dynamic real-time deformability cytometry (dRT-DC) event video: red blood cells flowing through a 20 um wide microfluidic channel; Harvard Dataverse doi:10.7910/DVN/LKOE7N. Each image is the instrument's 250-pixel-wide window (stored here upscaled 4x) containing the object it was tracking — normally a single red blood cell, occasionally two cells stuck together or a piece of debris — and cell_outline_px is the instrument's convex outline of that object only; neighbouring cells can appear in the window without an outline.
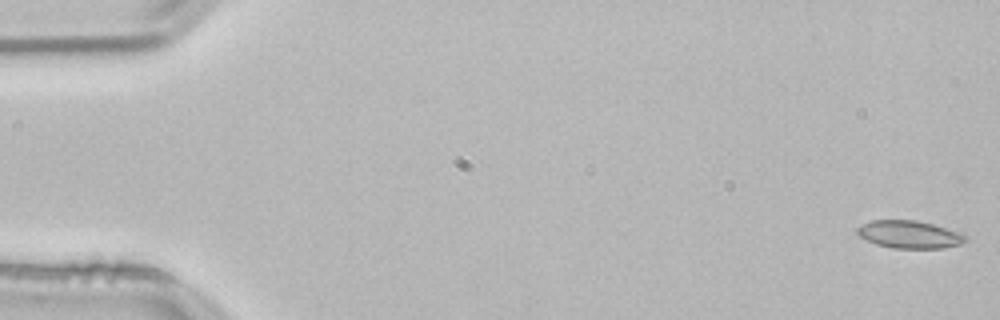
{"species": "common noctule bat (a hibernating species)", "species_latin": "Nyctalus noctula", "temperature_condition": "room temperature", "stored_images_in_passage": 53, "camera_frame_rate_fps": 3000, "um_per_image_px": 0.085, "animal": {"sex": "male", "body_mass_g": 21.5, "forearm_length_mm": 52.0}, "frame": {"image": 1, "passage_image": 1, "time_ms": 0.0, "image_size_px": [1000, 320], "cell_outline_px": [[968, 240], [960, 244], [944, 248], [892, 248], [876, 244], [860, 236], [856, 232], [856, 228], [872, 220], [916, 220], [932, 224], [968, 236]], "centroid_in_image_um": [77.3, 19.93], "position_along_channel_um": 7.7, "area_um2": 17.22}}
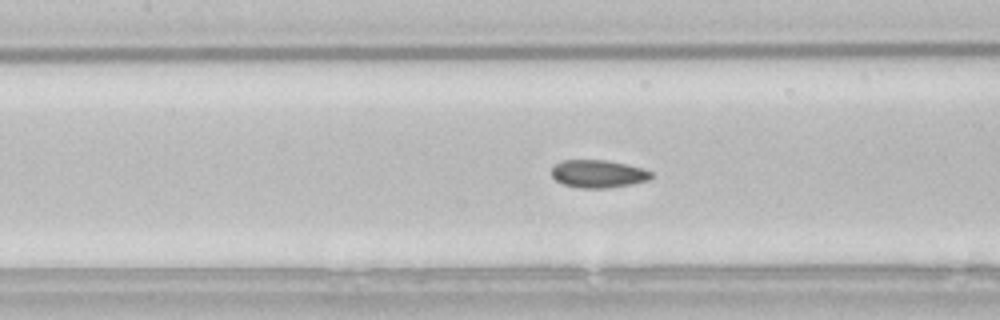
{"frame": {"image": 2, "passage_image": 24, "time_ms": 7.667, "image_size_px": [1000, 320], "cell_outline_px": [[652, 176], [648, 180], [632, 184], [608, 188], [576, 188], [564, 184], [556, 180], [552, 176], [552, 168], [556, 164], [564, 160], [608, 160], [640, 168], [652, 172]], "centroid_in_image_um": [50.83, 14.78], "position_along_channel_um": 156.6, "area_um2": 16.01}}
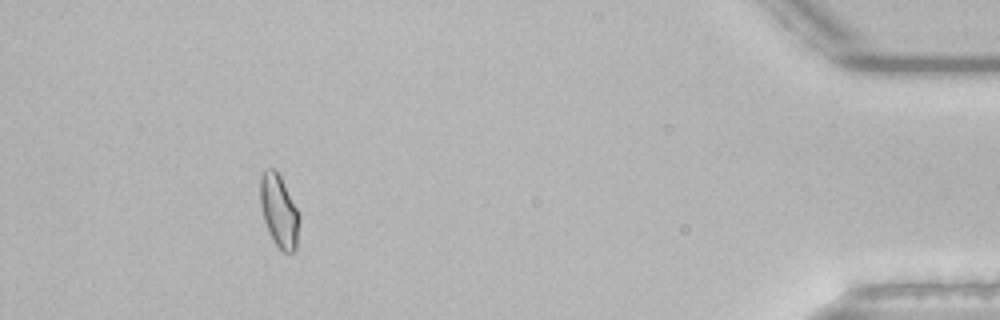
{"frame": {"image": 3, "passage_image": 49, "time_ms": 16.0, "image_size_px": [1000, 320], "cell_outline_px": [[300, 220], [296, 248], [292, 252], [284, 252], [272, 240], [264, 220], [260, 204], [260, 176], [264, 168], [276, 168], [300, 216]], "centroid_in_image_um": [23.7, 17.91], "position_along_channel_um": 411.5, "area_um2": 16.47}, "authors_computed_cell_mechanics": {"area_um2": 16.3574, "velocity_mm_per_s": 3.8066, "shape_relaxation_time_tau1_ms": null, "shape_relaxation_time_tau2_ms": 2.5448, "deformation_change_tau1": null, "deformation_change_tau2": 0.0637}}